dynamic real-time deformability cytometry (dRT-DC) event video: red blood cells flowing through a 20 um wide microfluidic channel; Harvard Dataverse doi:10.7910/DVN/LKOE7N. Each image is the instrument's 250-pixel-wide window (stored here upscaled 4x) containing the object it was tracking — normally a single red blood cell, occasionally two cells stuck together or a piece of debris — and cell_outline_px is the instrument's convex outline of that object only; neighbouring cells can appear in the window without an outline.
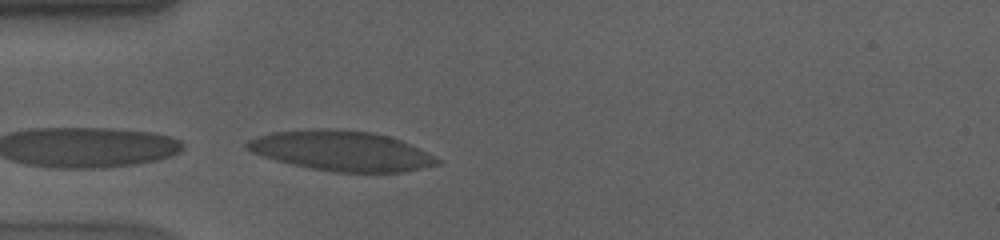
{"species": "human", "species_latin": "Homo sapiens", "temperature_condition": "cold", "stored_images_in_passage": 9, "camera_frame_rate_fps": 3000, "um_per_image_px": 0.085, "donor": {"sex": "male"}, "frame": {"image": 1, "passage_image": 9, "time_ms": 2.667, "image_size_px": [1000, 240], "cell_outline_px": [[444, 164], [404, 172], [336, 172], [312, 168], [292, 164], [276, 160], [252, 152], [244, 148], [244, 144], [248, 140], [272, 132], [316, 128], [336, 128], [372, 132], [388, 136], [400, 140], [436, 156], [444, 160]], "centroid_in_image_um": [29.08, 12.82], "position_along_channel_um": 55.9, "area_um2": 44.56}}